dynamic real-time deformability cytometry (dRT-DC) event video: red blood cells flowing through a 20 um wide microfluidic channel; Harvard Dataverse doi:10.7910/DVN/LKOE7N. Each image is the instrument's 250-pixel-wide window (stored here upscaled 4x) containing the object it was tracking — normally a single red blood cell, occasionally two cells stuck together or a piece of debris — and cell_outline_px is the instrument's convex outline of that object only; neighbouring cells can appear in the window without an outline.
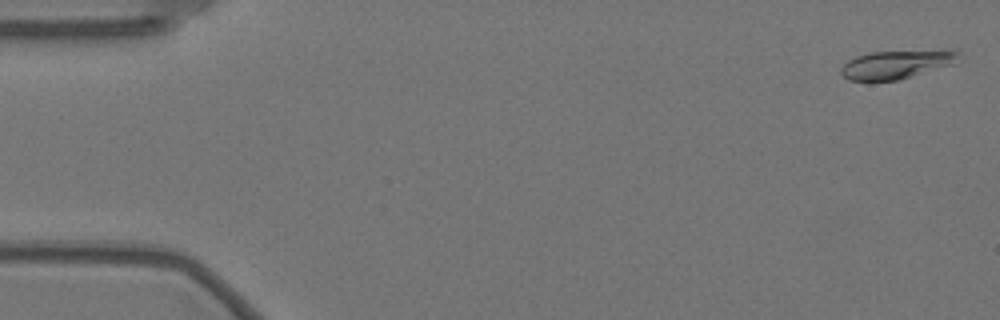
{"species": "Egyptian fruit bat (a non-hibernating species)", "species_latin": "Rousettus aegyptiacus", "temperature_condition": "warm", "stored_images_in_passage": 58, "camera_frame_rate_fps": 3000, "um_per_image_px": 0.085, "animal": {"sex": "female"}, "frame": {"image": 1, "passage_image": 2, "time_ms": 0.333, "image_size_px": [1000, 320], "cell_outline_px": [[956, 56], [952, 64], [896, 80], [848, 80], [840, 72], [840, 68], [848, 60], [856, 56], [872, 52], [956, 48]], "centroid_in_image_um": [76.18, 5.44], "position_along_channel_um": 8.8, "area_um2": 19.36}}
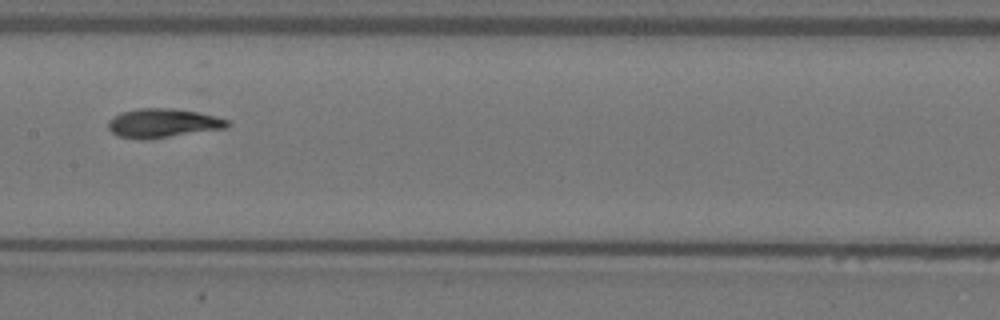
{"frame": {"image": 2, "passage_image": 29, "time_ms": 9.333, "image_size_px": [1000, 320], "cell_outline_px": [[232, 124], [228, 128], [148, 140], [140, 140], [116, 136], [108, 128], [108, 120], [112, 116], [120, 112], [136, 108], [172, 108], [200, 112], [216, 116], [228, 120]], "centroid_in_image_um": [13.84, 10.47], "position_along_channel_um": 193.6, "area_um2": 20.75}}
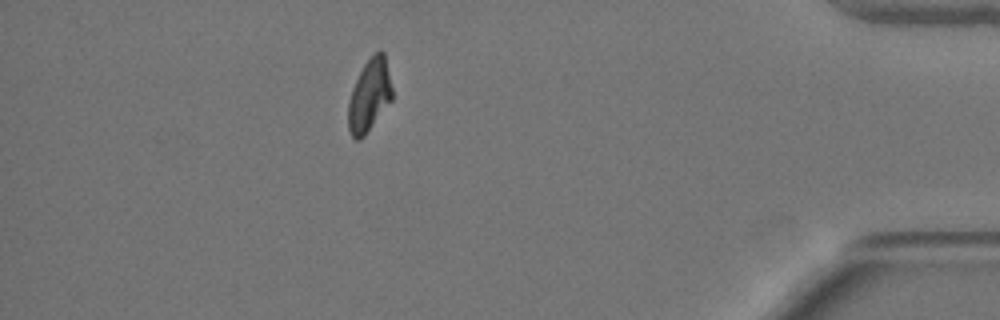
{"frame": {"image": 3, "passage_image": 51, "time_ms": 16.667, "image_size_px": [1000, 320], "cell_outline_px": [[392, 100], [364, 136], [360, 140], [356, 140], [352, 136], [348, 128], [348, 104], [352, 88], [364, 64], [372, 52], [380, 48], [384, 52], [392, 88]], "centroid_in_image_um": [31.4, 8.08], "position_along_channel_um": 403.8, "area_um2": 18.61}, "authors_computed_cell_mechanics": {"area_um2": 19.363, "velocity_mm_per_s": 3.5189, "shape_relaxation_time_tau1_ms": 6.4559, "shape_relaxation_time_tau2_ms": 1.8721, "deformation_change_tau1": 0.217, "deformation_change_tau2": 0.0665}}